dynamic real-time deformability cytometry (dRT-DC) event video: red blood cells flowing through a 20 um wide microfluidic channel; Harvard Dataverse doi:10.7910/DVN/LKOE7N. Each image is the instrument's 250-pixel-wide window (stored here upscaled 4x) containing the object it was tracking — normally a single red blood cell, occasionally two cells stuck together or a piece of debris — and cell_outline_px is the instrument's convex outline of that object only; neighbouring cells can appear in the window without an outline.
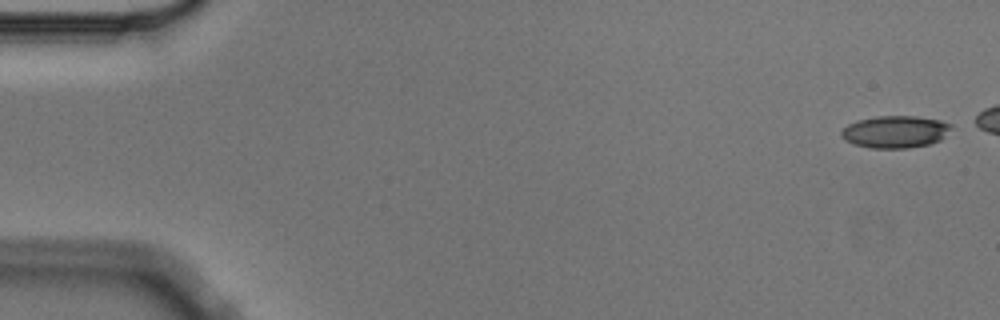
{"species": "Egyptian fruit bat (a non-hibernating species)", "species_latin": "Rousettus aegyptiacus", "temperature_condition": "cold", "stored_images_in_passage": 6, "camera_frame_rate_fps": 3000, "um_per_image_px": 0.085, "animal": {"sex": "male"}, "frame": {"image": 1, "passage_image": 1, "time_ms": 0.0, "image_size_px": [1000, 320], "cell_outline_px": [[952, 128], [940, 140], [928, 144], [908, 148], [872, 148], [856, 144], [844, 140], [840, 136], [840, 132], [848, 124], [856, 120], [876, 116], [916, 116], [940, 120], [952, 124]], "centroid_in_image_um": [76.08, 11.19], "position_along_channel_um": 8.9, "area_um2": 20.63}}
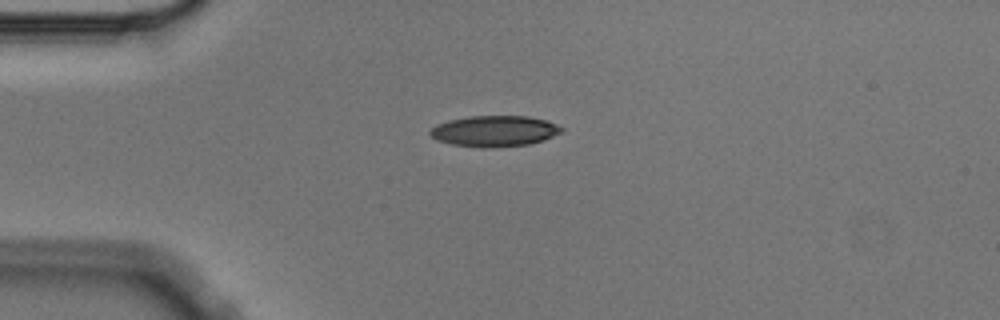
{"frame": {"image": 2, "passage_image": 6, "time_ms": 1.667, "image_size_px": [1000, 320], "cell_outline_px": [[564, 128], [560, 132], [544, 140], [528, 144], [480, 148], [452, 144], [436, 140], [428, 132], [436, 124], [448, 120], [468, 116], [528, 116], [548, 120]], "centroid_in_image_um": [42.01, 11.13], "position_along_channel_um": 43.0, "area_um2": 23.64}}